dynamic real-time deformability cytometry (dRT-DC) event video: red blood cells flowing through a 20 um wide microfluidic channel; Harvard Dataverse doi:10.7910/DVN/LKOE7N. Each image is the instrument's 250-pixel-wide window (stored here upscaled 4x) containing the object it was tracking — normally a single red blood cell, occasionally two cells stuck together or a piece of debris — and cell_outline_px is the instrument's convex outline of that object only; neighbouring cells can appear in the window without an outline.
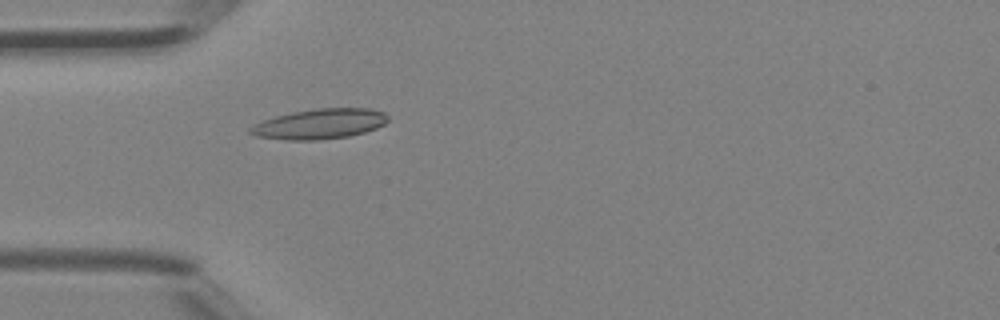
{"species": "Egyptian fruit bat (a non-hibernating species)", "species_latin": "Rousettus aegyptiacus", "temperature_condition": "room temperature", "stored_images_in_passage": 4, "camera_frame_rate_fps": 3000, "um_per_image_px": 0.085, "animal": {"sex": "female"}, "frame": {"image": 1, "passage_image": 4, "time_ms": 1.0, "image_size_px": [1000, 320], "cell_outline_px": [[388, 120], [384, 124], [376, 128], [364, 132], [348, 136], [316, 140], [288, 140], [256, 136], [248, 132], [248, 128], [264, 120], [276, 116], [292, 112], [316, 108], [368, 108], [384, 112], [388, 116]], "centroid_in_image_um": [27.18, 10.53], "position_along_channel_um": 57.8, "area_um2": 24.04}}